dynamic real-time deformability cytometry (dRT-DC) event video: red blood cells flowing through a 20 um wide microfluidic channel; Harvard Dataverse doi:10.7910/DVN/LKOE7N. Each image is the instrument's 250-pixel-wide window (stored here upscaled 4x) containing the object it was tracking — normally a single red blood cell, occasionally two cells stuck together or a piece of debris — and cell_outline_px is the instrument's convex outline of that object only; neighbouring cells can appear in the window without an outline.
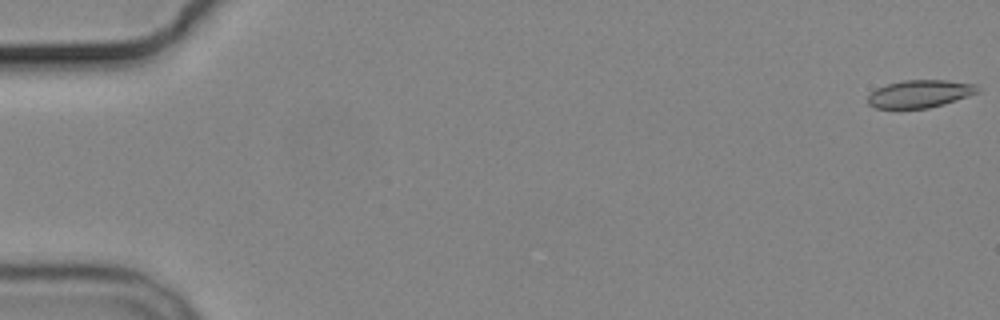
{"species": "common noctule bat (a hibernating species)", "species_latin": "Nyctalus noctula", "temperature_condition": "cold", "stored_images_in_passage": 7, "camera_frame_rate_fps": 3000, "um_per_image_px": 0.085, "animal": {"sex": "male", "body_mass_g": 19.2, "forearm_length_mm": 51.8}, "frame": {"image": 1, "passage_image": 1, "time_ms": 0.0, "image_size_px": [1000, 320], "cell_outline_px": [[980, 92], [944, 104], [928, 108], [876, 108], [868, 104], [868, 96], [876, 88], [888, 84], [904, 80], [948, 80], [976, 84], [980, 88]], "centroid_in_image_um": [78.22, 7.96], "position_along_channel_um": 6.8, "area_um2": 17.69}}
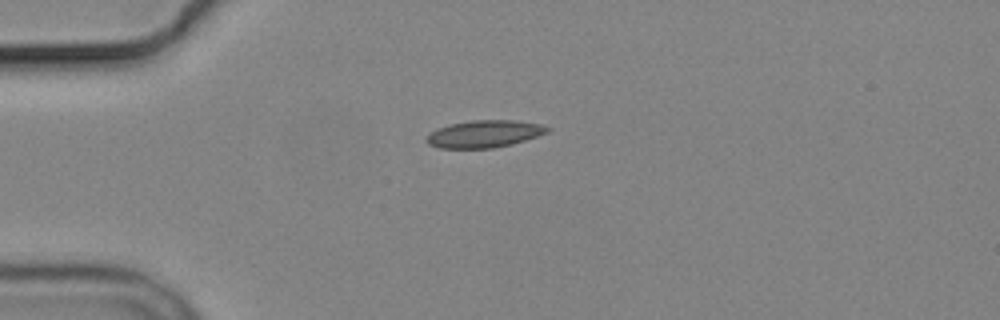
{"frame": {"image": 2, "passage_image": 5, "time_ms": 4.667, "image_size_px": [1000, 320], "cell_outline_px": [[552, 128], [548, 132], [512, 144], [492, 148], [440, 148], [428, 144], [424, 140], [436, 128], [448, 124], [472, 120], [516, 120], [540, 124]], "centroid_in_image_um": [41.15, 11.37], "position_along_channel_um": 43.8, "area_um2": 19.19}}
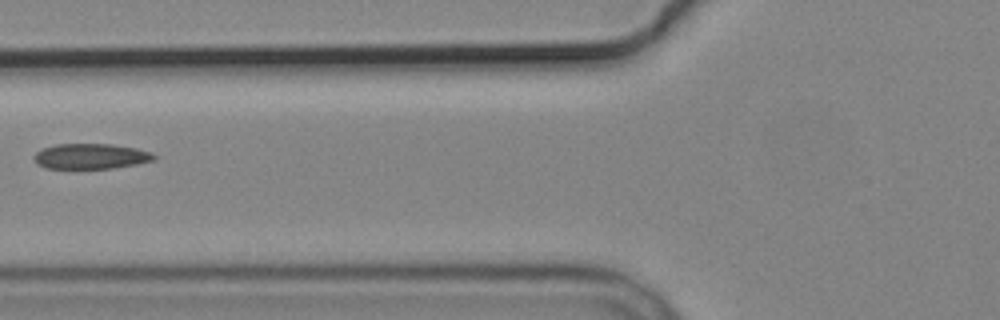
{"frame": {"image": 3, "passage_image": 7, "time_ms": 7.333, "image_size_px": [1000, 320], "cell_outline_px": [[156, 160], [136, 164], [112, 168], [44, 168], [36, 164], [32, 156], [40, 148], [56, 144], [112, 144], [136, 148], [152, 152], [156, 156]], "centroid_in_image_um": [7.69, 13.28], "position_along_channel_um": 118.1, "area_um2": 17.92}}